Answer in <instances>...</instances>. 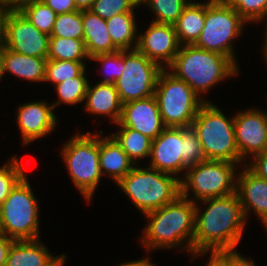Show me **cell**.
Instances as JSON below:
<instances>
[{"instance_id":"cell-1","label":"cell","mask_w":267,"mask_h":266,"mask_svg":"<svg viewBox=\"0 0 267 266\" xmlns=\"http://www.w3.org/2000/svg\"><path fill=\"white\" fill-rule=\"evenodd\" d=\"M197 203L199 202L195 203V233L191 260L200 255L206 256L208 252H237L236 247L244 235L242 233L246 225L238 195L233 193L202 200L200 203L206 205L205 211H201Z\"/></svg>"},{"instance_id":"cell-2","label":"cell","mask_w":267,"mask_h":266,"mask_svg":"<svg viewBox=\"0 0 267 266\" xmlns=\"http://www.w3.org/2000/svg\"><path fill=\"white\" fill-rule=\"evenodd\" d=\"M195 208L196 205L190 197L187 199L179 195L171 203L144 214L148 224L143 230L140 242L147 252L180 247L192 256Z\"/></svg>"},{"instance_id":"cell-3","label":"cell","mask_w":267,"mask_h":266,"mask_svg":"<svg viewBox=\"0 0 267 266\" xmlns=\"http://www.w3.org/2000/svg\"><path fill=\"white\" fill-rule=\"evenodd\" d=\"M167 70L185 81L201 98L221 80L237 75L239 66L222 54L195 45H183Z\"/></svg>"},{"instance_id":"cell-4","label":"cell","mask_w":267,"mask_h":266,"mask_svg":"<svg viewBox=\"0 0 267 266\" xmlns=\"http://www.w3.org/2000/svg\"><path fill=\"white\" fill-rule=\"evenodd\" d=\"M180 177L134 165L117 185L142 214L157 210L180 195Z\"/></svg>"},{"instance_id":"cell-5","label":"cell","mask_w":267,"mask_h":266,"mask_svg":"<svg viewBox=\"0 0 267 266\" xmlns=\"http://www.w3.org/2000/svg\"><path fill=\"white\" fill-rule=\"evenodd\" d=\"M191 127L199 138L206 160L247 164L239 156L234 132V115L228 119L218 106L212 102H205Z\"/></svg>"},{"instance_id":"cell-6","label":"cell","mask_w":267,"mask_h":266,"mask_svg":"<svg viewBox=\"0 0 267 266\" xmlns=\"http://www.w3.org/2000/svg\"><path fill=\"white\" fill-rule=\"evenodd\" d=\"M76 133L63 144L62 159L73 185L87 202L91 201L102 178L99 164V133Z\"/></svg>"},{"instance_id":"cell-7","label":"cell","mask_w":267,"mask_h":266,"mask_svg":"<svg viewBox=\"0 0 267 266\" xmlns=\"http://www.w3.org/2000/svg\"><path fill=\"white\" fill-rule=\"evenodd\" d=\"M154 96L165 127H191L205 102L183 80L163 69L157 79Z\"/></svg>"},{"instance_id":"cell-8","label":"cell","mask_w":267,"mask_h":266,"mask_svg":"<svg viewBox=\"0 0 267 266\" xmlns=\"http://www.w3.org/2000/svg\"><path fill=\"white\" fill-rule=\"evenodd\" d=\"M25 175L0 206V230L15 241L39 238V204Z\"/></svg>"},{"instance_id":"cell-9","label":"cell","mask_w":267,"mask_h":266,"mask_svg":"<svg viewBox=\"0 0 267 266\" xmlns=\"http://www.w3.org/2000/svg\"><path fill=\"white\" fill-rule=\"evenodd\" d=\"M246 23L225 0H207L204 27L194 45L227 56L237 65L232 43Z\"/></svg>"},{"instance_id":"cell-10","label":"cell","mask_w":267,"mask_h":266,"mask_svg":"<svg viewBox=\"0 0 267 266\" xmlns=\"http://www.w3.org/2000/svg\"><path fill=\"white\" fill-rule=\"evenodd\" d=\"M237 165L228 161L205 160L187 168L180 179V195L188 199L191 191L190 200L196 203L236 193Z\"/></svg>"},{"instance_id":"cell-11","label":"cell","mask_w":267,"mask_h":266,"mask_svg":"<svg viewBox=\"0 0 267 266\" xmlns=\"http://www.w3.org/2000/svg\"><path fill=\"white\" fill-rule=\"evenodd\" d=\"M162 70L137 48L124 50V70L115 83L122 104L152 97Z\"/></svg>"},{"instance_id":"cell-12","label":"cell","mask_w":267,"mask_h":266,"mask_svg":"<svg viewBox=\"0 0 267 266\" xmlns=\"http://www.w3.org/2000/svg\"><path fill=\"white\" fill-rule=\"evenodd\" d=\"M48 46V34L39 31L20 11H6V48L47 59Z\"/></svg>"},{"instance_id":"cell-13","label":"cell","mask_w":267,"mask_h":266,"mask_svg":"<svg viewBox=\"0 0 267 266\" xmlns=\"http://www.w3.org/2000/svg\"><path fill=\"white\" fill-rule=\"evenodd\" d=\"M235 140L240 158L263 152L267 148V112L251 108L234 115Z\"/></svg>"},{"instance_id":"cell-14","label":"cell","mask_w":267,"mask_h":266,"mask_svg":"<svg viewBox=\"0 0 267 266\" xmlns=\"http://www.w3.org/2000/svg\"><path fill=\"white\" fill-rule=\"evenodd\" d=\"M148 27L138 35L137 49L162 69H167L180 48L174 26L152 21Z\"/></svg>"},{"instance_id":"cell-15","label":"cell","mask_w":267,"mask_h":266,"mask_svg":"<svg viewBox=\"0 0 267 266\" xmlns=\"http://www.w3.org/2000/svg\"><path fill=\"white\" fill-rule=\"evenodd\" d=\"M182 153L183 127H166L152 140L148 166L177 177L184 174Z\"/></svg>"},{"instance_id":"cell-16","label":"cell","mask_w":267,"mask_h":266,"mask_svg":"<svg viewBox=\"0 0 267 266\" xmlns=\"http://www.w3.org/2000/svg\"><path fill=\"white\" fill-rule=\"evenodd\" d=\"M53 105L47 101L27 102L19 105L16 119L22 136V144L28 145L50 134L57 127Z\"/></svg>"},{"instance_id":"cell-17","label":"cell","mask_w":267,"mask_h":266,"mask_svg":"<svg viewBox=\"0 0 267 266\" xmlns=\"http://www.w3.org/2000/svg\"><path fill=\"white\" fill-rule=\"evenodd\" d=\"M117 126L131 128L152 140L166 128L154 95L146 99L124 103Z\"/></svg>"},{"instance_id":"cell-18","label":"cell","mask_w":267,"mask_h":266,"mask_svg":"<svg viewBox=\"0 0 267 266\" xmlns=\"http://www.w3.org/2000/svg\"><path fill=\"white\" fill-rule=\"evenodd\" d=\"M242 168L241 172H237L236 194L245 220L247 221L250 210H253L267 230V180L259 177L246 164Z\"/></svg>"},{"instance_id":"cell-19","label":"cell","mask_w":267,"mask_h":266,"mask_svg":"<svg viewBox=\"0 0 267 266\" xmlns=\"http://www.w3.org/2000/svg\"><path fill=\"white\" fill-rule=\"evenodd\" d=\"M88 85L85 95V111L105 117L108 116L115 125L119 122L122 113L120 101L115 84L97 83L93 87Z\"/></svg>"},{"instance_id":"cell-20","label":"cell","mask_w":267,"mask_h":266,"mask_svg":"<svg viewBox=\"0 0 267 266\" xmlns=\"http://www.w3.org/2000/svg\"><path fill=\"white\" fill-rule=\"evenodd\" d=\"M102 133L103 131L99 132L100 170L102 175L107 174L117 184L135 164L111 135L104 136Z\"/></svg>"},{"instance_id":"cell-21","label":"cell","mask_w":267,"mask_h":266,"mask_svg":"<svg viewBox=\"0 0 267 266\" xmlns=\"http://www.w3.org/2000/svg\"><path fill=\"white\" fill-rule=\"evenodd\" d=\"M63 256L52 255L40 239L14 241L5 266H54Z\"/></svg>"},{"instance_id":"cell-22","label":"cell","mask_w":267,"mask_h":266,"mask_svg":"<svg viewBox=\"0 0 267 266\" xmlns=\"http://www.w3.org/2000/svg\"><path fill=\"white\" fill-rule=\"evenodd\" d=\"M1 74L11 73L18 78L44 82L47 59L14 52L6 47L0 51Z\"/></svg>"},{"instance_id":"cell-23","label":"cell","mask_w":267,"mask_h":266,"mask_svg":"<svg viewBox=\"0 0 267 266\" xmlns=\"http://www.w3.org/2000/svg\"><path fill=\"white\" fill-rule=\"evenodd\" d=\"M83 41L89 57L113 53L119 49L113 44L108 33L106 20L91 10H82Z\"/></svg>"},{"instance_id":"cell-24","label":"cell","mask_w":267,"mask_h":266,"mask_svg":"<svg viewBox=\"0 0 267 266\" xmlns=\"http://www.w3.org/2000/svg\"><path fill=\"white\" fill-rule=\"evenodd\" d=\"M205 1L191 0L173 25L180 46L194 45L203 30Z\"/></svg>"},{"instance_id":"cell-25","label":"cell","mask_w":267,"mask_h":266,"mask_svg":"<svg viewBox=\"0 0 267 266\" xmlns=\"http://www.w3.org/2000/svg\"><path fill=\"white\" fill-rule=\"evenodd\" d=\"M135 12L115 15L106 20L108 33L113 44L119 50L136 49L138 45V27Z\"/></svg>"},{"instance_id":"cell-26","label":"cell","mask_w":267,"mask_h":266,"mask_svg":"<svg viewBox=\"0 0 267 266\" xmlns=\"http://www.w3.org/2000/svg\"><path fill=\"white\" fill-rule=\"evenodd\" d=\"M110 135L118 142L129 159L135 164L139 159L150 156L152 139L128 127H119ZM139 158V159H138Z\"/></svg>"},{"instance_id":"cell-27","label":"cell","mask_w":267,"mask_h":266,"mask_svg":"<svg viewBox=\"0 0 267 266\" xmlns=\"http://www.w3.org/2000/svg\"><path fill=\"white\" fill-rule=\"evenodd\" d=\"M47 59L86 62L90 57L83 39L49 37Z\"/></svg>"},{"instance_id":"cell-28","label":"cell","mask_w":267,"mask_h":266,"mask_svg":"<svg viewBox=\"0 0 267 266\" xmlns=\"http://www.w3.org/2000/svg\"><path fill=\"white\" fill-rule=\"evenodd\" d=\"M89 81L86 78V70L77 77L66 79L65 81L53 85L55 87L58 100L55 101L53 108L63 103L64 105L84 103Z\"/></svg>"},{"instance_id":"cell-29","label":"cell","mask_w":267,"mask_h":266,"mask_svg":"<svg viewBox=\"0 0 267 266\" xmlns=\"http://www.w3.org/2000/svg\"><path fill=\"white\" fill-rule=\"evenodd\" d=\"M191 0H140L155 15L153 22L174 25Z\"/></svg>"},{"instance_id":"cell-30","label":"cell","mask_w":267,"mask_h":266,"mask_svg":"<svg viewBox=\"0 0 267 266\" xmlns=\"http://www.w3.org/2000/svg\"><path fill=\"white\" fill-rule=\"evenodd\" d=\"M86 62L47 59L44 83L56 85L66 79L80 76L86 70Z\"/></svg>"},{"instance_id":"cell-31","label":"cell","mask_w":267,"mask_h":266,"mask_svg":"<svg viewBox=\"0 0 267 266\" xmlns=\"http://www.w3.org/2000/svg\"><path fill=\"white\" fill-rule=\"evenodd\" d=\"M20 12L41 32L51 35L57 14L42 0H33Z\"/></svg>"},{"instance_id":"cell-32","label":"cell","mask_w":267,"mask_h":266,"mask_svg":"<svg viewBox=\"0 0 267 266\" xmlns=\"http://www.w3.org/2000/svg\"><path fill=\"white\" fill-rule=\"evenodd\" d=\"M49 37L83 39L82 11L57 14L53 31Z\"/></svg>"},{"instance_id":"cell-33","label":"cell","mask_w":267,"mask_h":266,"mask_svg":"<svg viewBox=\"0 0 267 266\" xmlns=\"http://www.w3.org/2000/svg\"><path fill=\"white\" fill-rule=\"evenodd\" d=\"M21 162L18 157L12 156L0 167V206L15 185L26 175Z\"/></svg>"},{"instance_id":"cell-34","label":"cell","mask_w":267,"mask_h":266,"mask_svg":"<svg viewBox=\"0 0 267 266\" xmlns=\"http://www.w3.org/2000/svg\"><path fill=\"white\" fill-rule=\"evenodd\" d=\"M89 60L102 63L105 77L99 83L115 84L124 70V50H118L113 53L98 54ZM109 74V75H108Z\"/></svg>"},{"instance_id":"cell-35","label":"cell","mask_w":267,"mask_h":266,"mask_svg":"<svg viewBox=\"0 0 267 266\" xmlns=\"http://www.w3.org/2000/svg\"><path fill=\"white\" fill-rule=\"evenodd\" d=\"M182 160L184 162V174L187 168L206 160L202 145L192 127H183Z\"/></svg>"},{"instance_id":"cell-36","label":"cell","mask_w":267,"mask_h":266,"mask_svg":"<svg viewBox=\"0 0 267 266\" xmlns=\"http://www.w3.org/2000/svg\"><path fill=\"white\" fill-rule=\"evenodd\" d=\"M139 5L140 0H95L90 10L102 19L108 20L118 14L135 12Z\"/></svg>"},{"instance_id":"cell-37","label":"cell","mask_w":267,"mask_h":266,"mask_svg":"<svg viewBox=\"0 0 267 266\" xmlns=\"http://www.w3.org/2000/svg\"><path fill=\"white\" fill-rule=\"evenodd\" d=\"M249 24L264 21L267 16V0H225Z\"/></svg>"},{"instance_id":"cell-38","label":"cell","mask_w":267,"mask_h":266,"mask_svg":"<svg viewBox=\"0 0 267 266\" xmlns=\"http://www.w3.org/2000/svg\"><path fill=\"white\" fill-rule=\"evenodd\" d=\"M250 164H246L259 177L267 180V148L251 158Z\"/></svg>"},{"instance_id":"cell-39","label":"cell","mask_w":267,"mask_h":266,"mask_svg":"<svg viewBox=\"0 0 267 266\" xmlns=\"http://www.w3.org/2000/svg\"><path fill=\"white\" fill-rule=\"evenodd\" d=\"M56 14L70 13L76 11L74 0H42Z\"/></svg>"},{"instance_id":"cell-40","label":"cell","mask_w":267,"mask_h":266,"mask_svg":"<svg viewBox=\"0 0 267 266\" xmlns=\"http://www.w3.org/2000/svg\"><path fill=\"white\" fill-rule=\"evenodd\" d=\"M228 266H256L254 260L247 259L239 252H228Z\"/></svg>"},{"instance_id":"cell-41","label":"cell","mask_w":267,"mask_h":266,"mask_svg":"<svg viewBox=\"0 0 267 266\" xmlns=\"http://www.w3.org/2000/svg\"><path fill=\"white\" fill-rule=\"evenodd\" d=\"M15 240L0 234V266H5L10 247Z\"/></svg>"},{"instance_id":"cell-42","label":"cell","mask_w":267,"mask_h":266,"mask_svg":"<svg viewBox=\"0 0 267 266\" xmlns=\"http://www.w3.org/2000/svg\"><path fill=\"white\" fill-rule=\"evenodd\" d=\"M33 0H0V9L6 11H20Z\"/></svg>"},{"instance_id":"cell-43","label":"cell","mask_w":267,"mask_h":266,"mask_svg":"<svg viewBox=\"0 0 267 266\" xmlns=\"http://www.w3.org/2000/svg\"><path fill=\"white\" fill-rule=\"evenodd\" d=\"M210 255L205 266H228V253H210Z\"/></svg>"},{"instance_id":"cell-44","label":"cell","mask_w":267,"mask_h":266,"mask_svg":"<svg viewBox=\"0 0 267 266\" xmlns=\"http://www.w3.org/2000/svg\"><path fill=\"white\" fill-rule=\"evenodd\" d=\"M6 45V10L0 9V51Z\"/></svg>"},{"instance_id":"cell-45","label":"cell","mask_w":267,"mask_h":266,"mask_svg":"<svg viewBox=\"0 0 267 266\" xmlns=\"http://www.w3.org/2000/svg\"><path fill=\"white\" fill-rule=\"evenodd\" d=\"M117 266H155L154 263L151 262L150 259L148 258H142L140 260H134V261H129V262H124L121 263L120 265Z\"/></svg>"},{"instance_id":"cell-46","label":"cell","mask_w":267,"mask_h":266,"mask_svg":"<svg viewBox=\"0 0 267 266\" xmlns=\"http://www.w3.org/2000/svg\"><path fill=\"white\" fill-rule=\"evenodd\" d=\"M95 0H74L77 10H90Z\"/></svg>"},{"instance_id":"cell-47","label":"cell","mask_w":267,"mask_h":266,"mask_svg":"<svg viewBox=\"0 0 267 266\" xmlns=\"http://www.w3.org/2000/svg\"><path fill=\"white\" fill-rule=\"evenodd\" d=\"M265 21H266V27H265V35H264V44L262 45V47L261 48H263L262 50V53H264L263 54V57H264V60L266 61V64H267V16H266V18H265Z\"/></svg>"},{"instance_id":"cell-48","label":"cell","mask_w":267,"mask_h":266,"mask_svg":"<svg viewBox=\"0 0 267 266\" xmlns=\"http://www.w3.org/2000/svg\"><path fill=\"white\" fill-rule=\"evenodd\" d=\"M66 258L67 256L64 254V256L54 266H64Z\"/></svg>"},{"instance_id":"cell-49","label":"cell","mask_w":267,"mask_h":266,"mask_svg":"<svg viewBox=\"0 0 267 266\" xmlns=\"http://www.w3.org/2000/svg\"><path fill=\"white\" fill-rule=\"evenodd\" d=\"M2 74H1V58H0V81L2 80Z\"/></svg>"}]
</instances>
